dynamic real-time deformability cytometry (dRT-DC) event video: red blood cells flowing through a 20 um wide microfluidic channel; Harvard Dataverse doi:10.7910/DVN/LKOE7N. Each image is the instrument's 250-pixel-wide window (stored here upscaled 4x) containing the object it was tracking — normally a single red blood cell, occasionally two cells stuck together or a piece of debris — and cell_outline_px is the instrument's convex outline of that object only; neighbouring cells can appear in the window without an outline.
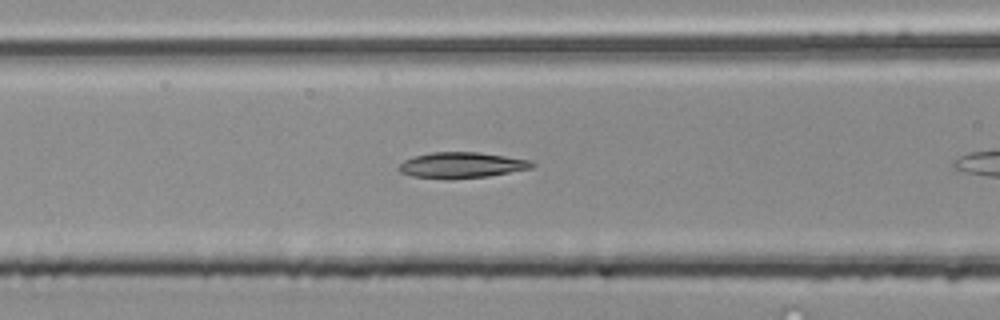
{"species": "common noctule bat (a hibernating species)", "species_latin": "Nyctalus noctula", "temperature_condition": "room temperature", "stored_images_in_passage": 38, "camera_frame_rate_fps": 3000, "um_per_image_px": 0.085, "animal": {"sex": "male", "body_mass_g": 20.4}, "frame": {"image": 1, "passage_image": 18, "time_ms": 5.667, "image_size_px": [1000, 320], "cell_outline_px": [[536, 164], [532, 168], [488, 176], [452, 180], [448, 180], [412, 176], [400, 172], [396, 168], [404, 160], [412, 156], [432, 152], [480, 152], [532, 160]], "centroid_in_image_um": [39.22, 14.04], "position_along_channel_um": 127.4, "area_um2": 20.4}}
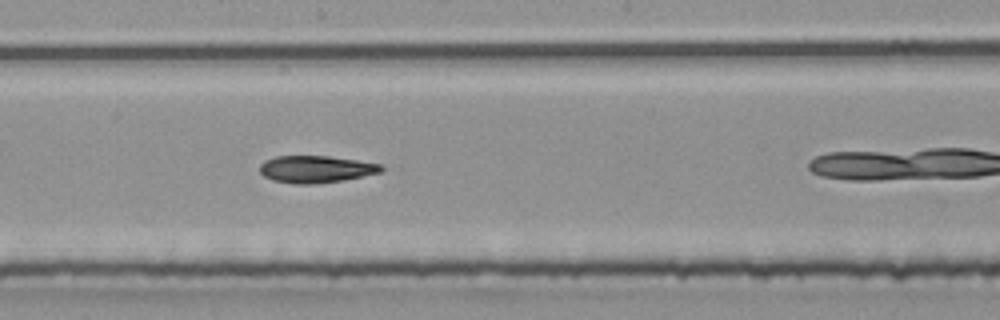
{"frame": {"image": 2, "passage_image": 25, "time_ms": 8.0, "image_size_px": [1000, 320], "cell_outline_px": [[384, 168], [380, 172], [344, 180], [308, 184], [292, 184], [272, 180], [264, 176], [260, 172], [260, 164], [264, 160], [276, 156], [328, 156], [356, 160], [380, 164]], "centroid_in_image_um": [26.8, 14.38], "position_along_channel_um": 221.4, "area_um2": 19.07}}
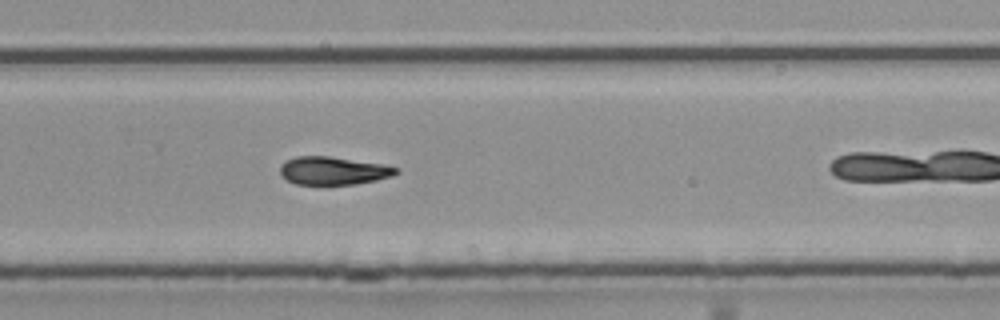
{"frame": {"image": 3, "passage_image": 31, "time_ms": 10.0, "image_size_px": [1000, 320], "cell_outline_px": [[400, 172], [392, 176], [376, 180], [356, 184], [296, 184], [288, 180], [280, 172], [280, 164], [296, 156], [328, 156], [384, 164], [400, 168]], "centroid_in_image_um": [28.38, 14.5], "position_along_channel_um": 301.4, "area_um2": 18.9}}